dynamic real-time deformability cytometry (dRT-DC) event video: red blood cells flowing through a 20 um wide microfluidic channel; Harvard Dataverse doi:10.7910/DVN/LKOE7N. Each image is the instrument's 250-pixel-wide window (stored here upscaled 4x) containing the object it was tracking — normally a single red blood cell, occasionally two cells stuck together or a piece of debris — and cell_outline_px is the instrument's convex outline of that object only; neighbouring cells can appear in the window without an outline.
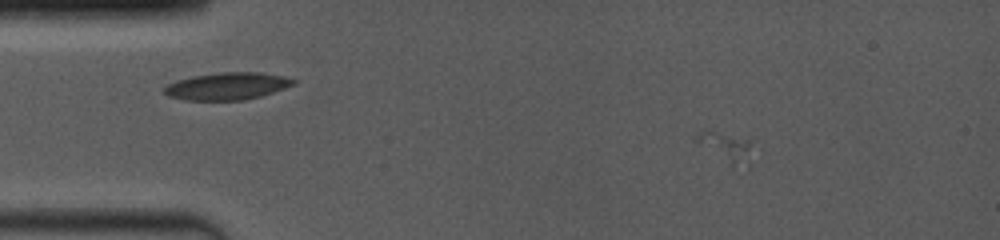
{"species": "common noctule bat (a hibernating species)", "species_latin": "Nyctalus noctula", "temperature_condition": "room temperature", "stored_images_in_passage": 12, "camera_frame_rate_fps": 4000, "um_per_image_px": 0.085, "animal": {"sex": "female", "body_mass_g": 19.0, "forearm_length_mm": 53.3}, "frame": {"image": 1, "passage_image": 10, "time_ms": 2.25, "image_size_px": [1000, 240], "cell_outline_px": [[752, 164], [748, 168], [732, 164], [692, 140], [704, 128], [708, 128], [752, 140]], "centroid_in_image_um": [61.78, 12.45], "position_along_channel_um": 23.2, "area_um2": 10.0}}